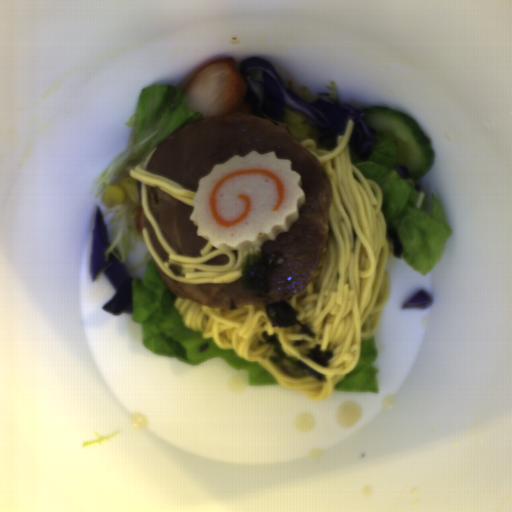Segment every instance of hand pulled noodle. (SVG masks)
<instances>
[{
	"instance_id": "obj_1",
	"label": "hand pulled noodle",
	"mask_w": 512,
	"mask_h": 512,
	"mask_svg": "<svg viewBox=\"0 0 512 512\" xmlns=\"http://www.w3.org/2000/svg\"><path fill=\"white\" fill-rule=\"evenodd\" d=\"M353 128L348 119L333 150L319 148L311 137L299 143L323 166L332 188L326 243L313 277L302 291L286 300L315 337L300 333L299 325L272 327L265 312L267 305L206 307L179 296L174 301L185 327L199 331L222 351L233 350L243 360L256 362L282 388L314 401L329 399L356 368L363 342L376 331L391 291L386 272L387 221L381 209L383 189L351 162ZM266 332L268 336L277 333L285 354L296 357L324 380L288 375L272 361V345L259 344ZM316 344L334 353L327 367L305 355Z\"/></svg>"
},
{
	"instance_id": "obj_2",
	"label": "hand pulled noodle",
	"mask_w": 512,
	"mask_h": 512,
	"mask_svg": "<svg viewBox=\"0 0 512 512\" xmlns=\"http://www.w3.org/2000/svg\"><path fill=\"white\" fill-rule=\"evenodd\" d=\"M157 148L151 150L149 155L132 167L128 175L141 184L140 200L143 214L149 220L159 244L168 253L169 257L163 261L154 249L146 226L142 229V236L145 246L151 256V259L159 268L174 281L189 284H222L234 283L242 277V261L244 257L256 252H263V247L254 246L246 249L224 252L209 240L200 249L201 255L178 254L165 240L156 220L152 216L149 208L148 191L149 187H156L170 196L186 202L194 207V200L197 192L189 190L172 179L148 172L149 162ZM228 255L229 261L224 265L202 264L217 255ZM170 263L183 265V273L186 277L178 278L173 275L169 269Z\"/></svg>"
}]
</instances>
